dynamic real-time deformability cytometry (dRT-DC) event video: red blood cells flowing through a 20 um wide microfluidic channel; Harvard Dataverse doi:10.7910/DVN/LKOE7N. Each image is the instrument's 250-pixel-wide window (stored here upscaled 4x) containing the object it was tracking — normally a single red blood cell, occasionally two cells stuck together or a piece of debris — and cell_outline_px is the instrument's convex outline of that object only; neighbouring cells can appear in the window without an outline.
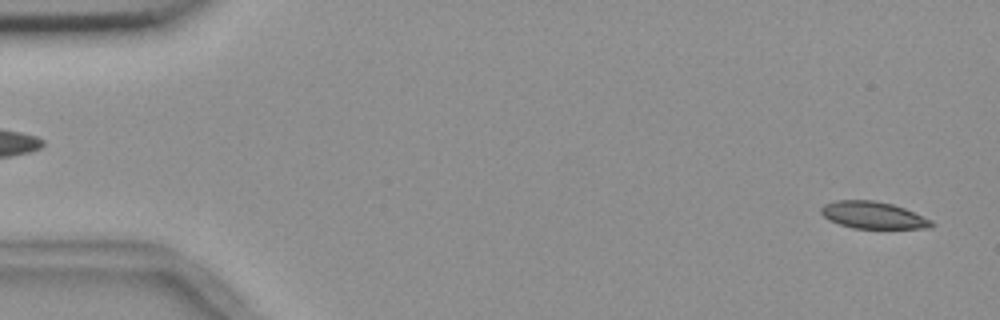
{"species": "common noctule bat (a hibernating species)", "species_latin": "Nyctalus noctula", "temperature_condition": "room temperature", "stored_images_in_passage": 6, "segment_of_instrument_passage": [2, 2], "camera_frame_rate_fps": 3000, "um_per_image_px": 0.085, "animal": {"sex": "female", "body_mass_g": 18.4}, "frame": {"image": 1, "passage_image": 6, "time_ms": 5.667, "image_size_px": [1000, 320], "cell_outline_px": [[936, 224], [928, 228], [852, 228], [828, 220], [820, 212], [820, 208], [824, 204], [836, 200], [872, 200], [892, 204], [904, 208], [932, 220]], "centroid_in_image_um": [74.2, 18.28], "position_along_channel_um": 10.8, "area_um2": 17.34}}